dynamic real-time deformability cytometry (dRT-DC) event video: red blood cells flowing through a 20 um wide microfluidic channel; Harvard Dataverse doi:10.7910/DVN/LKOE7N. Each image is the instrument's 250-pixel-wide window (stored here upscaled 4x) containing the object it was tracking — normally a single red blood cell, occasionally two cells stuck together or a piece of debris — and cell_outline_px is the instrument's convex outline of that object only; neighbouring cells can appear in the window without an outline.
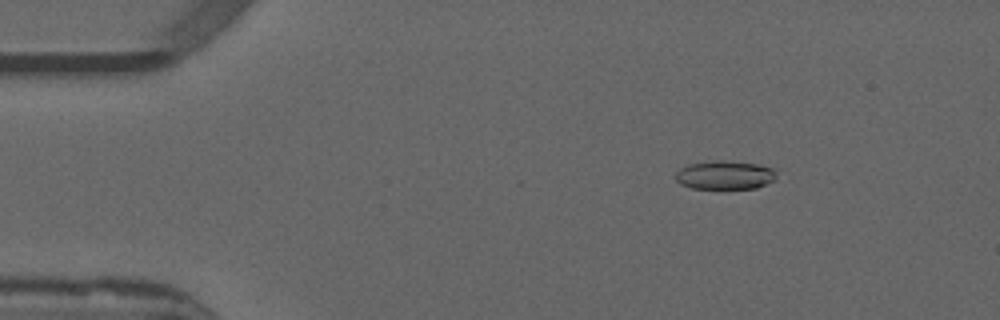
{"species": "common noctule bat (a hibernating species)", "species_latin": "Nyctalus noctula", "temperature_condition": "warm", "stored_images_in_passage": 20, "camera_frame_rate_fps": 3000, "um_per_image_px": 0.085, "animal": {"sex": "male", "forearm_length_mm": 52.5}, "frame": {"image": 1, "passage_image": 7, "time_ms": 2.0, "image_size_px": [1000, 320], "cell_outline_px": [[776, 180], [756, 188], [692, 188], [680, 184], [676, 180], [676, 172], [680, 168], [688, 164], [712, 160], [720, 160], [756, 164], [772, 168], [776, 172]], "centroid_in_image_um": [61.61, 14.88], "position_along_channel_um": 23.4, "area_um2": 16.82}}
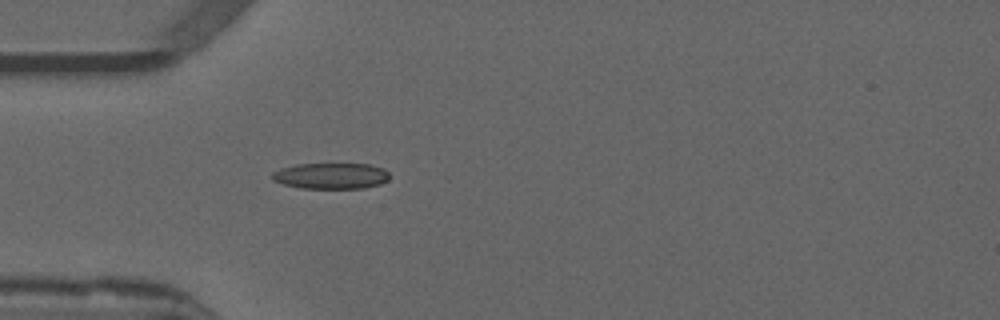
{"frame": {"image": 2, "passage_image": 15, "time_ms": 4.667, "image_size_px": [1000, 320], "cell_outline_px": [[388, 180], [380, 184], [364, 188], [300, 188], [284, 184], [272, 180], [272, 172], [280, 168], [296, 164], [368, 164], [384, 168], [388, 172]], "centroid_in_image_um": [28.13, 14.95], "position_along_channel_um": 56.9, "area_um2": 17.8}}
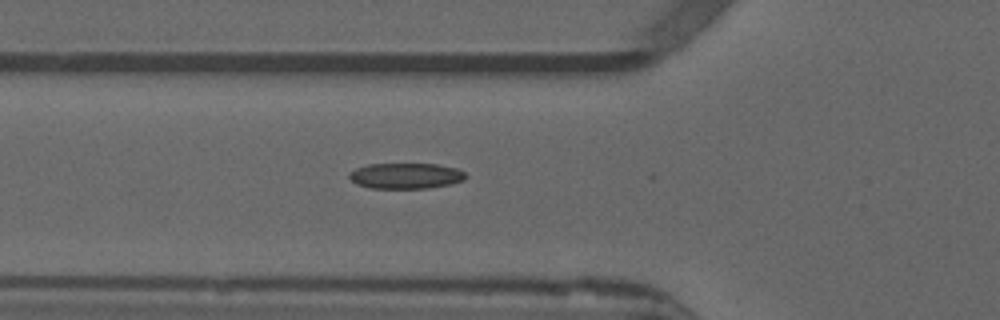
{"frame": {"image": 3, "passage_image": 18, "time_ms": 5.667, "image_size_px": [1000, 320], "cell_outline_px": [[468, 176], [464, 180], [448, 184], [428, 188], [372, 188], [356, 184], [348, 176], [348, 172], [356, 168], [368, 164], [436, 164], [456, 168], [464, 172]], "centroid_in_image_um": [34.47, 14.94], "position_along_channel_um": 91.3, "area_um2": 17.4}}